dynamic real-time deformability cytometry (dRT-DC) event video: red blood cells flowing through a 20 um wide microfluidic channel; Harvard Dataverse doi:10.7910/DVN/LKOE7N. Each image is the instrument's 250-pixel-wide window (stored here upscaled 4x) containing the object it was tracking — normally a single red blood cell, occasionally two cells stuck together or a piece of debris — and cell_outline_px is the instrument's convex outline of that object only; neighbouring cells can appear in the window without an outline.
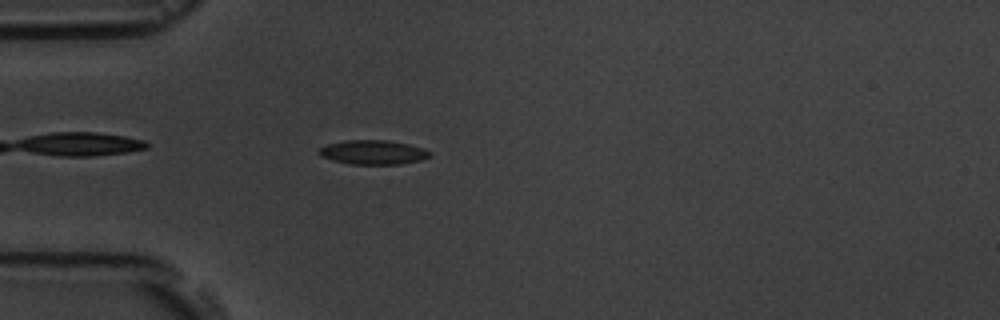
{"species": "common noctule bat (a hibernating species)", "species_latin": "Nyctalus noctula", "temperature_condition": "room temperature", "stored_images_in_passage": 5, "camera_frame_rate_fps": 3000, "um_per_image_px": 0.085, "animal": {"sex": "male", "body_mass_g": 19.5, "forearm_length_mm": 54.6}, "frame": {"image": 1, "passage_image": 5, "time_ms": 4.667, "image_size_px": [1000, 320], "cell_outline_px": [[432, 156], [420, 160], [400, 164], [352, 164], [332, 160], [320, 156], [316, 152], [320, 148], [328, 144], [344, 140], [388, 140], [408, 144], [424, 148], [432, 152]], "centroid_in_image_um": [31.72, 12.94], "position_along_channel_um": 53.3, "area_um2": 15.78}}